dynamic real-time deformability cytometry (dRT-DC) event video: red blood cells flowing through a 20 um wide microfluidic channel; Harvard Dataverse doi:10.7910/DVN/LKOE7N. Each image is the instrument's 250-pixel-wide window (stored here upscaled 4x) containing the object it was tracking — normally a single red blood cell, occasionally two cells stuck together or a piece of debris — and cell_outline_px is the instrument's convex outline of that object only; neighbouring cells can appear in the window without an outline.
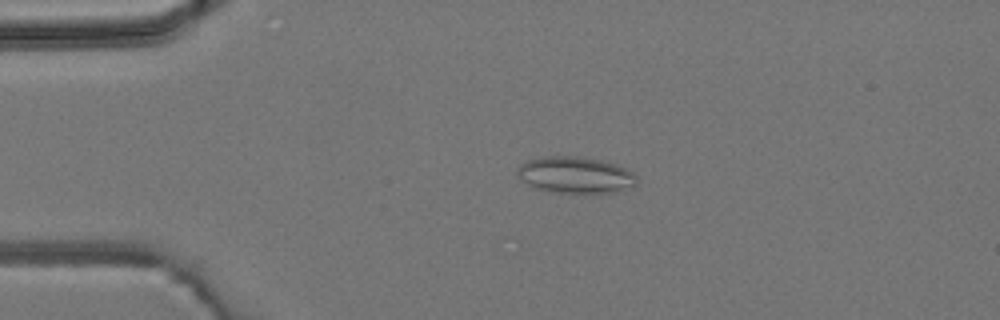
{"species": "common noctule bat (a hibernating species)", "species_latin": "Nyctalus noctula", "temperature_condition": "room temperature", "stored_images_in_passage": 3, "camera_frame_rate_fps": 3000, "um_per_image_px": 0.085, "animal": {"sex": "male", "body_mass_g": 19.2, "forearm_length_mm": 51.8}, "frame": {"image": 1, "passage_image": 2, "time_ms": 3.0, "image_size_px": [1000, 320], "cell_outline_px": [[636, 184], [632, 188], [616, 192], [556, 192], [532, 188], [516, 172], [516, 168], [520, 164], [528, 160], [544, 156], [576, 156], [600, 160], [616, 164], [632, 172], [636, 176]], "centroid_in_image_um": [48.91, 14.86], "position_along_channel_um": 36.1, "area_um2": 25.26}}